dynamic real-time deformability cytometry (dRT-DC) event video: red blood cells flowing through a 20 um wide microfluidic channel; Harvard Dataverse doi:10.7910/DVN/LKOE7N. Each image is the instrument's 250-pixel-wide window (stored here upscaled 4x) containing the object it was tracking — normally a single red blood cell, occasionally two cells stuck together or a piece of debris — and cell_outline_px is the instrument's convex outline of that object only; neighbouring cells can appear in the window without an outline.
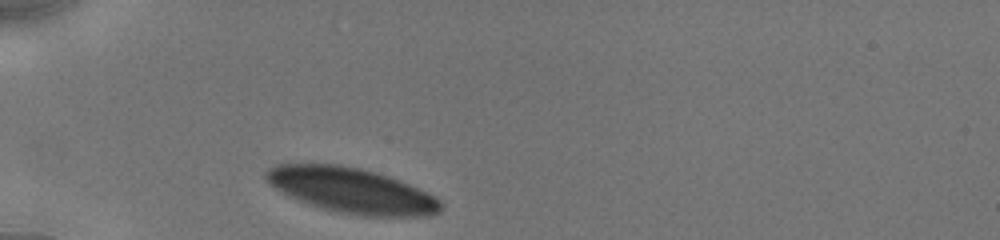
{"species": "human", "species_latin": "Homo sapiens", "temperature_condition": "cold", "stored_images_in_passage": 37, "camera_frame_rate_fps": 3000, "um_per_image_px": 0.085, "donor": {"sex": "male"}, "frame": {"image": 1, "passage_image": 1, "time_ms": 0.0, "image_size_px": [1000, 240], "cell_outline_px": [[444, 208], [440, 212], [428, 216], [360, 216], [336, 212], [300, 200], [280, 192], [264, 176], [264, 172], [268, 168], [276, 164], [340, 164], [360, 168], [376, 172], [400, 180], [428, 192], [436, 196], [444, 204]], "centroid_in_image_um": [29.95, 16.19], "position_along_channel_um": 55.1, "area_um2": 46.12}}
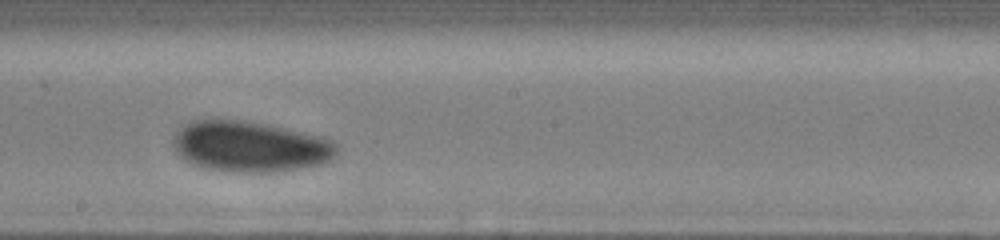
{"frame": {"image": 2, "passage_image": 21, "time_ms": 5.0, "image_size_px": [1000, 240], "cell_outline_px": [[340, 152], [332, 160], [324, 164], [304, 168], [276, 172], [228, 172], [204, 168], [192, 164], [184, 160], [176, 152], [172, 144], [172, 136], [188, 120], [244, 120], [268, 124], [320, 136], [332, 140], [340, 148]], "centroid_in_image_um": [21.27, 12.47], "position_along_channel_um": 226.9, "area_um2": 49.3}}
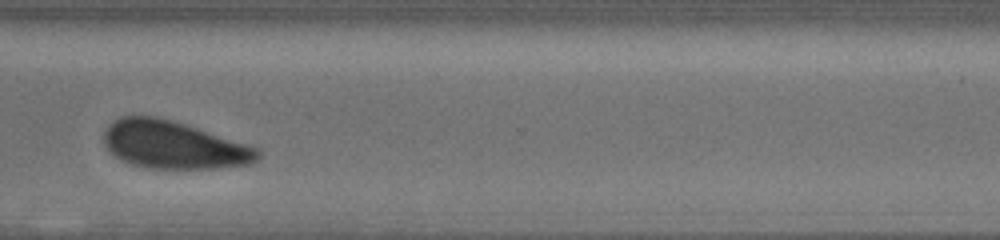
{"frame": {"image": 3, "passage_image": 36, "time_ms": 8.333, "image_size_px": [1000, 240], "cell_outline_px": [[260, 156], [252, 164], [212, 168], [144, 168], [132, 164], [116, 156], [104, 144], [104, 132], [108, 124], [112, 120], [120, 116], [156, 116], [172, 120], [260, 148]], "centroid_in_image_um": [14.75, 12.31], "position_along_channel_um": 355.8, "area_um2": 42.6}}